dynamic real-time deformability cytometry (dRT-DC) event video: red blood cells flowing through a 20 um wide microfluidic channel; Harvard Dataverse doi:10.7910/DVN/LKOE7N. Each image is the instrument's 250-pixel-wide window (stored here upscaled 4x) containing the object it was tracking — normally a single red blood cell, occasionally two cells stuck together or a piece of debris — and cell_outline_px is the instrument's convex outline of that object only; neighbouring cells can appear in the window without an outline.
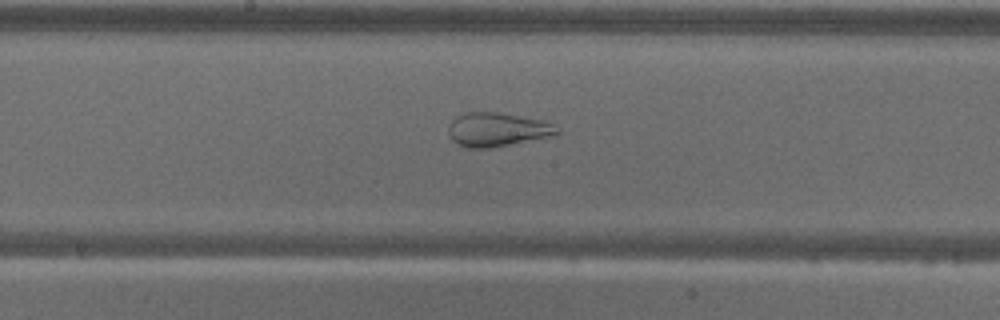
{"species": "common noctule bat (a hibernating species)", "species_latin": "Nyctalus noctula", "temperature_condition": "warm", "stored_images_in_passage": 60, "camera_frame_rate_fps": 3000, "um_per_image_px": 0.085, "animal": {"sex": "male", "body_mass_g": 18.8}, "frame": {"image": 1, "passage_image": 31, "time_ms": 10.0, "image_size_px": [1000, 320], "cell_outline_px": [[560, 136], [492, 148], [468, 148], [456, 144], [452, 140], [448, 132], [448, 124], [456, 116], [464, 112], [496, 112], [544, 120], [560, 128]], "centroid_in_image_um": [42.32, 11.03], "position_along_channel_um": 205.9, "area_um2": 22.14}}
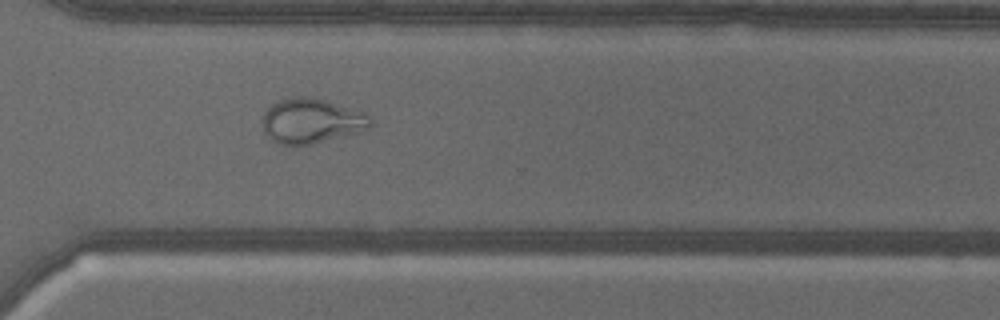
{"frame": {"image": 2, "passage_image": 43, "time_ms": 14.0, "image_size_px": [1000, 320], "cell_outline_px": [[372, 124], [368, 128], [360, 132], [300, 148], [296, 148], [276, 144], [264, 132], [264, 112], [272, 104], [280, 100], [296, 96], [312, 96], [352, 108], [364, 112], [372, 120]], "centroid_in_image_um": [26.47, 10.32], "position_along_channel_um": 344.1, "area_um2": 28.9}}
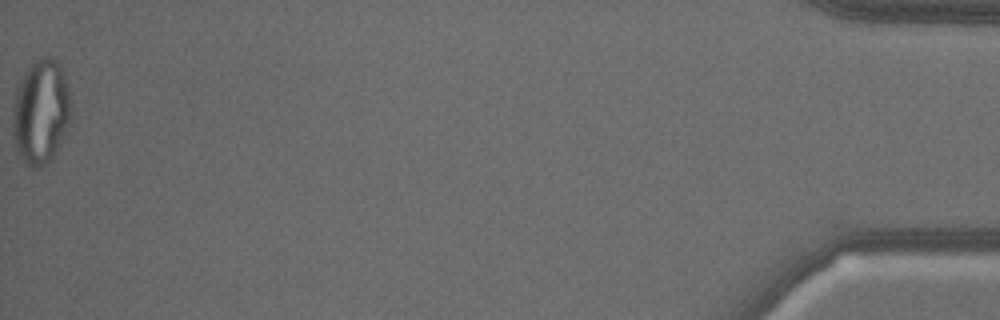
{"frame": {"image": 3, "passage_image": 59, "time_ms": 19.333, "image_size_px": [1000, 320], "cell_outline_px": [[72, 120], [60, 144], [52, 156], [44, 164], [36, 168], [32, 168], [20, 156], [16, 148], [12, 132], [12, 108], [16, 92], [24, 72], [32, 60], [40, 56], [52, 56], [60, 60], [68, 88], [72, 104]], "centroid_in_image_um": [3.5, 9.42], "position_along_channel_um": 431.7, "area_um2": 36.24}}